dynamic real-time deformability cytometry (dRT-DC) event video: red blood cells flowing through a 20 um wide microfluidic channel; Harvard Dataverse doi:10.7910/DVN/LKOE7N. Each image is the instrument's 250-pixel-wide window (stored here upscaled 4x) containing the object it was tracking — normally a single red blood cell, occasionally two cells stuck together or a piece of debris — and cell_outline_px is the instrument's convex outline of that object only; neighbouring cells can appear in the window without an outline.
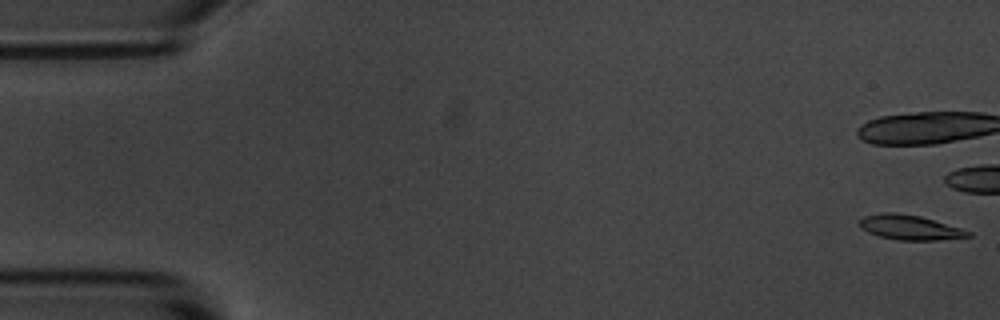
{"species": "common noctule bat (a hibernating species)", "species_latin": "Nyctalus noctula", "temperature_condition": "room temperature", "stored_images_in_passage": 14, "camera_frame_rate_fps": 3000, "um_per_image_px": 0.085, "animal": {"sex": "male", "body_mass_g": 20.1, "forearm_length_mm": 53.5}, "frame": {"image": 1, "passage_image": 1, "time_ms": 0.0, "image_size_px": [1000, 320], "cell_outline_px": [[972, 236], [936, 240], [896, 240], [880, 236], [868, 232], [860, 228], [860, 220], [864, 216], [884, 212], [896, 212], [920, 216], [960, 228], [972, 232]], "centroid_in_image_um": [77.32, 19.33], "position_along_channel_um": 7.7, "area_um2": 15.55}}